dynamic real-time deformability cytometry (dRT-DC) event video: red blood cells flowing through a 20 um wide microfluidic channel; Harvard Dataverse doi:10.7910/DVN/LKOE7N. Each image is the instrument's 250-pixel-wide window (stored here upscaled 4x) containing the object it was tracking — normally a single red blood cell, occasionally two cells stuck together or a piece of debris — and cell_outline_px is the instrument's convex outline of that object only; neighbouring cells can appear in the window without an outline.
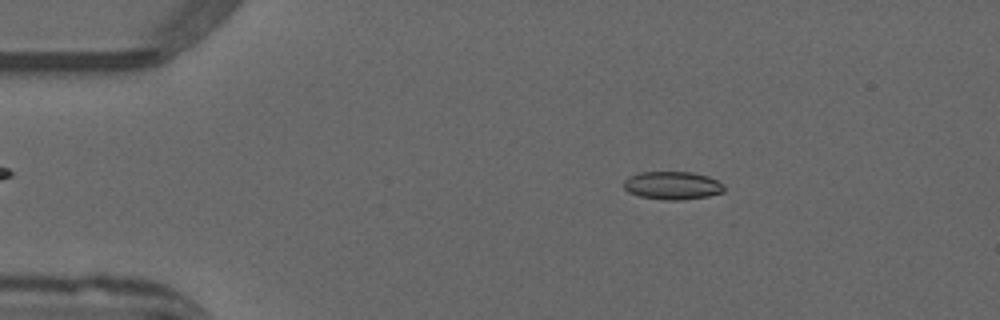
{"species": "common noctule bat (a hibernating species)", "species_latin": "Nyctalus noctula", "temperature_condition": "warm", "stored_images_in_passage": 33, "camera_frame_rate_fps": 3000, "um_per_image_px": 0.085, "animal": {"sex": "male", "forearm_length_mm": 52.5}, "frame": {"image": 1, "passage_image": 8, "time_ms": 2.333, "image_size_px": [1000, 320], "cell_outline_px": [[724, 192], [708, 196], [680, 200], [668, 200], [640, 196], [628, 192], [624, 188], [624, 180], [628, 176], [640, 172], [692, 172], [708, 176], [724, 184]], "centroid_in_image_um": [57.16, 15.76], "position_along_channel_um": 27.8, "area_um2": 16.42}}
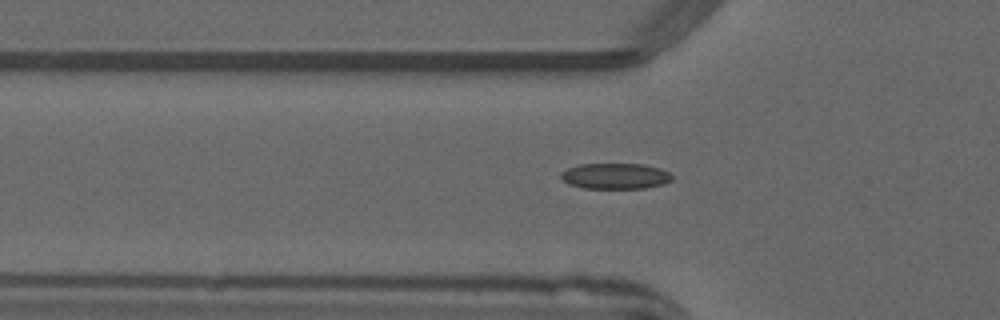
{"frame": {"image": 2, "passage_image": 16, "time_ms": 5.0, "image_size_px": [1000, 320], "cell_outline_px": [[672, 180], [664, 184], [644, 188], [584, 188], [568, 184], [560, 176], [560, 172], [568, 168], [580, 164], [644, 164], [660, 168], [668, 172], [672, 176]], "centroid_in_image_um": [52.3, 14.96], "position_along_channel_um": 73.5, "area_um2": 16.7}}
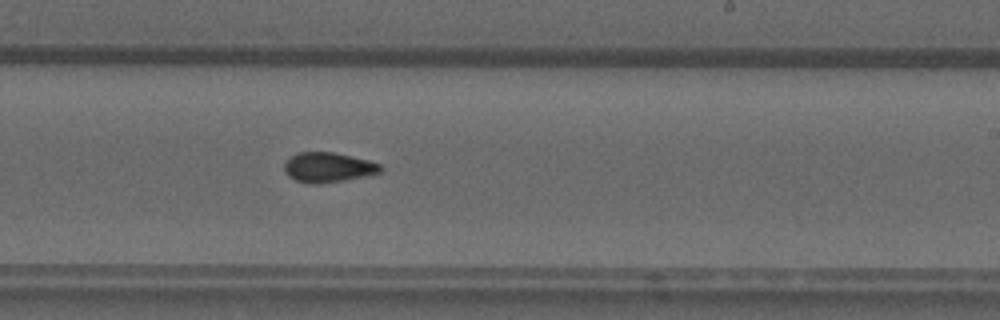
{"frame": {"image": 3, "passage_image": 30, "time_ms": 9.667, "image_size_px": [1000, 320], "cell_outline_px": [[384, 168], [380, 172], [364, 176], [320, 184], [304, 184], [288, 176], [284, 172], [284, 160], [288, 156], [296, 152], [336, 152], [368, 160], [380, 164]], "centroid_in_image_um": [27.82, 14.21], "position_along_channel_um": 261.2, "area_um2": 17.05}}